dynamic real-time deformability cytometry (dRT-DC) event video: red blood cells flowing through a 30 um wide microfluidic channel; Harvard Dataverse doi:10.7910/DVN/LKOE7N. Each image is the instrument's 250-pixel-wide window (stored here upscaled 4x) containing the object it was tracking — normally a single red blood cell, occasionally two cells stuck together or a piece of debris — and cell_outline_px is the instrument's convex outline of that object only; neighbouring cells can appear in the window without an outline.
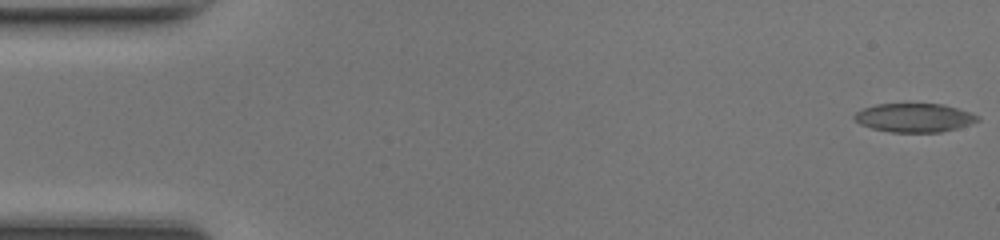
{"species": "common noctule bat (a hibernating species)", "species_latin": "Nyctalus noctula", "temperature_condition": "room temperature", "stored_images_in_passage": 45, "camera_frame_rate_fps": 3000, "um_per_image_px": 0.085, "animal": {"sex": "female", "body_mass_g": 17.0, "forearm_length_mm": 48.0}, "frame": {"image": 1, "passage_image": 1, "time_ms": 0.0, "image_size_px": [1000, 240], "cell_outline_px": [[980, 120], [972, 124], [940, 132], [892, 132], [872, 128], [860, 124], [852, 116], [856, 112], [864, 108], [876, 104], [944, 104], [972, 112], [980, 116]], "centroid_in_image_um": [77.76, 10.0], "position_along_channel_um": 7.2, "area_um2": 20.69}}
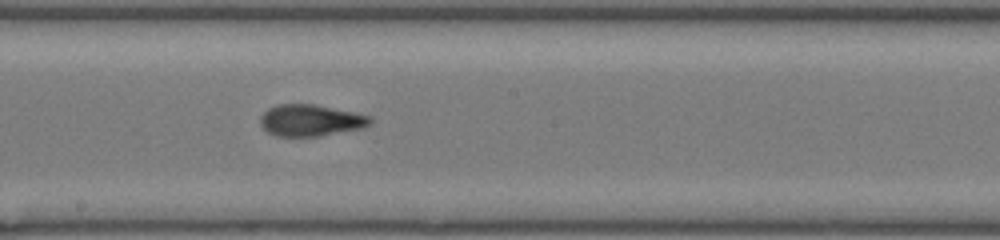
{"frame": {"image": 2, "passage_image": 26, "time_ms": 8.333, "image_size_px": [1000, 240], "cell_outline_px": [[372, 124], [364, 128], [320, 136], [276, 136], [268, 132], [260, 124], [260, 116], [268, 108], [276, 104], [316, 104], [372, 116]], "centroid_in_image_um": [26.43, 10.22], "position_along_channel_um": 221.8, "area_um2": 20.46}}
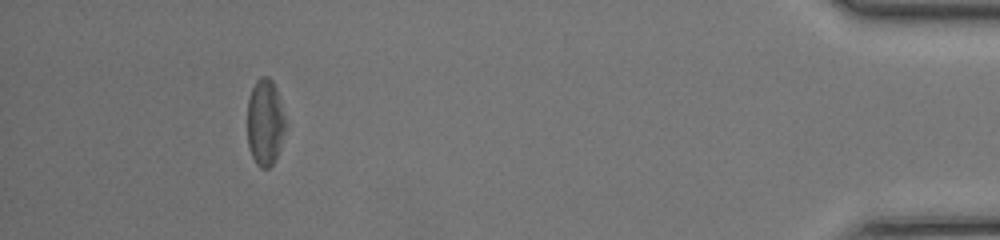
{"frame": {"image": 3, "passage_image": 44, "time_ms": 14.333, "image_size_px": [1000, 240], "cell_outline_px": [[284, 128], [276, 160], [268, 168], [260, 168], [256, 164], [252, 156], [248, 144], [248, 100], [252, 88], [256, 80], [260, 76], [268, 76], [272, 80], [276, 88], [284, 116]], "centroid_in_image_um": [22.51, 10.39], "position_along_channel_um": 412.7, "area_um2": 18.9}}